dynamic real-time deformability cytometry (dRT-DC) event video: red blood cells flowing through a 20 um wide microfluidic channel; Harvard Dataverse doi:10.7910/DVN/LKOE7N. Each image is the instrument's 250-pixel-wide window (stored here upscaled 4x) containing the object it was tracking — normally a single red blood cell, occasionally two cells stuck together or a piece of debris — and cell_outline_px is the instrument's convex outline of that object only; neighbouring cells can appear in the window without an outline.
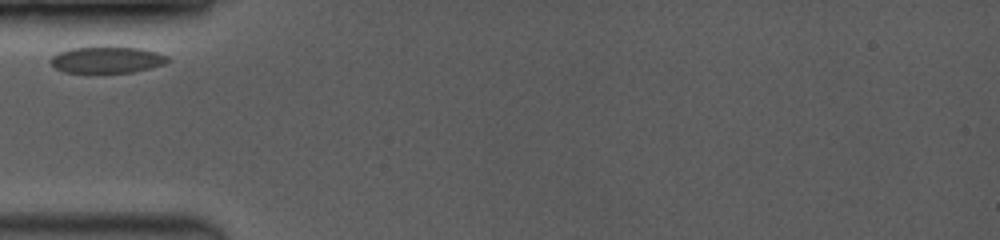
{"species": "common noctule bat (a hibernating species)", "species_latin": "Nyctalus noctula", "temperature_condition": "room temperature", "stored_images_in_passage": 14, "segment_of_instrument_passage": [1, 3], "camera_frame_rate_fps": 3500, "um_per_image_px": 0.085, "animal": {"sex": "female", "body_mass_g": 19.0, "forearm_length_mm": 53.3}, "frame": {"image": 1, "passage_image": 1, "time_ms": 0.0, "image_size_px": [1000, 240], "cell_outline_px": [[168, 60], [164, 64], [152, 68], [132, 72], [64, 72], [56, 68], [48, 60], [52, 56], [60, 52], [72, 48], [140, 48], [156, 52], [168, 56]], "centroid_in_image_um": [9.09, 5.1], "position_along_channel_um": 75.9, "area_um2": 17.57}}